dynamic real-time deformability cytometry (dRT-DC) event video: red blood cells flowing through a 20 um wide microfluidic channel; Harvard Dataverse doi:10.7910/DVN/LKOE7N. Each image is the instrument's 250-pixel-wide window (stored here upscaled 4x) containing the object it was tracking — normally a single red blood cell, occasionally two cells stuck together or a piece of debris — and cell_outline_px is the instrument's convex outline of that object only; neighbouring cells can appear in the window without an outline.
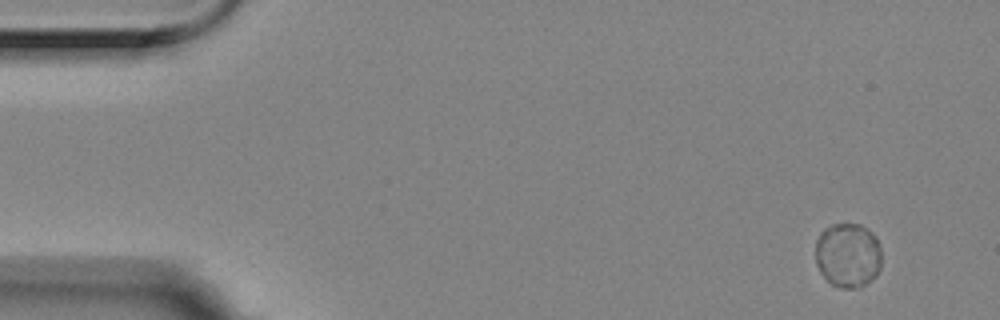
{"species": "Egyptian fruit bat (a non-hibernating species)", "species_latin": "Rousettus aegyptiacus", "temperature_condition": "room temperature", "stored_images_in_passage": 5, "camera_frame_rate_fps": 3000, "um_per_image_px": 0.085, "animal": {"sex": "female"}, "frame": {"image": 1, "passage_image": 1, "time_ms": 0.0, "image_size_px": [1000, 320], "cell_outline_px": [[880, 268], [876, 276], [860, 288], [840, 288], [832, 284], [820, 272], [816, 264], [816, 240], [820, 232], [824, 228], [832, 224], [860, 224], [872, 232], [876, 236], [880, 244]], "centroid_in_image_um": [72.07, 21.68], "position_along_channel_um": 12.9, "area_um2": 25.14}}
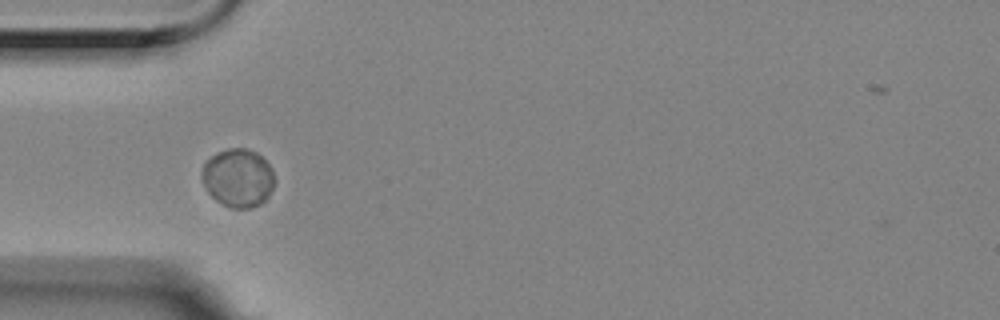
{"frame": {"image": 2, "passage_image": 5, "time_ms": 1.333, "image_size_px": [1000, 320], "cell_outline_px": [[276, 180], [268, 196], [260, 204], [248, 208], [228, 208], [216, 200], [208, 192], [200, 176], [204, 164], [212, 156], [228, 148], [244, 148], [256, 152], [272, 168]], "centroid_in_image_um": [20.24, 15.13], "position_along_channel_um": 64.8, "area_um2": 24.62}}